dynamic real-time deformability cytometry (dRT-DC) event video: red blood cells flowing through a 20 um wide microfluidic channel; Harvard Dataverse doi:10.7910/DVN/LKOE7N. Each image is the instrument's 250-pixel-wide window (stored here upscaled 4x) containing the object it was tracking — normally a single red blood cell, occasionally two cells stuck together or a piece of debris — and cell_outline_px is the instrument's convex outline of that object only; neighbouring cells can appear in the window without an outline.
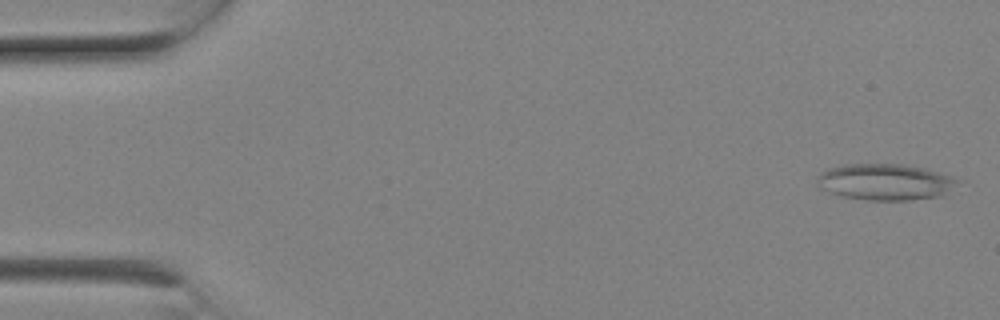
{"species": "Egyptian fruit bat (a non-hibernating species)", "species_latin": "Rousettus aegyptiacus", "temperature_condition": "room temperature", "stored_images_in_passage": 6, "camera_frame_rate_fps": 3000, "um_per_image_px": 0.085, "animal": {"sex": "female"}, "frame": {"image": 1, "passage_image": 1, "time_ms": 0.0, "image_size_px": [1000, 320], "cell_outline_px": [[960, 180], [948, 196], [912, 200], [868, 200], [840, 196], [820, 188], [816, 180], [820, 172], [828, 168], [844, 164], [900, 164], [924, 168]], "centroid_in_image_um": [75.26, 15.48], "position_along_channel_um": 9.7, "area_um2": 30.0}}